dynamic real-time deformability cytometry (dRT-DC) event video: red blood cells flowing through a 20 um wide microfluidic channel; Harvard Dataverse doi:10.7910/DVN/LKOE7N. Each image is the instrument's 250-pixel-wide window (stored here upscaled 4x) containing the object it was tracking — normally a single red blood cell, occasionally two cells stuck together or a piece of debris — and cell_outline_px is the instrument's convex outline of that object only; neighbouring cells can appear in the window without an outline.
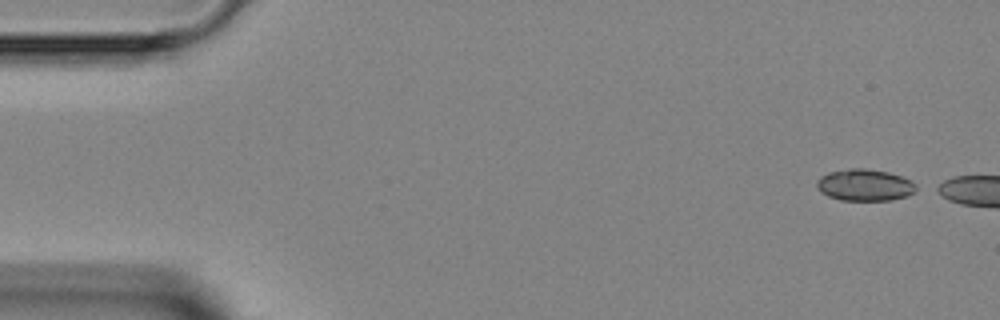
{"species": "Egyptian fruit bat (a non-hibernating species)", "species_latin": "Rousettus aegyptiacus", "temperature_condition": "room temperature", "stored_images_in_passage": 2, "camera_frame_rate_fps": 3000, "um_per_image_px": 0.085, "animal": {"sex": "female"}, "frame": {"image": 1, "passage_image": 1, "time_ms": 0.0, "image_size_px": [1000, 320], "cell_outline_px": [[920, 188], [908, 196], [892, 200], [840, 200], [828, 196], [816, 184], [816, 180], [820, 176], [828, 172], [852, 168], [864, 168], [888, 172], [900, 176], [916, 184]], "centroid_in_image_um": [73.53, 15.73], "position_along_channel_um": 11.5, "area_um2": 18.32}}